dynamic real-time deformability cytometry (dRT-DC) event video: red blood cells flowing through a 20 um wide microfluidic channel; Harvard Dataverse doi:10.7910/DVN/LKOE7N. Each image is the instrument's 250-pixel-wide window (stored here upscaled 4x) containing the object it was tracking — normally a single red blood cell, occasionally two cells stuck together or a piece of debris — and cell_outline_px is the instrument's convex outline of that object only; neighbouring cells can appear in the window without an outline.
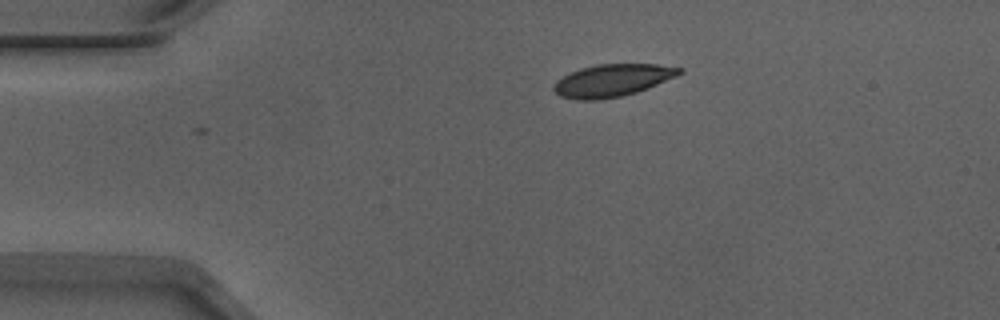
{"species": "Egyptian fruit bat (a non-hibernating species)", "species_latin": "Rousettus aegyptiacus", "temperature_condition": "warm", "stored_images_in_passage": 4, "camera_frame_rate_fps": 3000, "um_per_image_px": 0.085, "animal": {"sex": "male"}, "frame": {"image": 1, "passage_image": 1, "time_ms": 0.0, "image_size_px": [1000, 320], "cell_outline_px": [[684, 72], [676, 76], [648, 88], [636, 92], [620, 96], [596, 100], [576, 100], [560, 96], [552, 88], [552, 84], [556, 80], [580, 68], [596, 64], [656, 64], [684, 68]], "centroid_in_image_um": [52.04, 6.83], "position_along_channel_um": 33.0, "area_um2": 23.7}}